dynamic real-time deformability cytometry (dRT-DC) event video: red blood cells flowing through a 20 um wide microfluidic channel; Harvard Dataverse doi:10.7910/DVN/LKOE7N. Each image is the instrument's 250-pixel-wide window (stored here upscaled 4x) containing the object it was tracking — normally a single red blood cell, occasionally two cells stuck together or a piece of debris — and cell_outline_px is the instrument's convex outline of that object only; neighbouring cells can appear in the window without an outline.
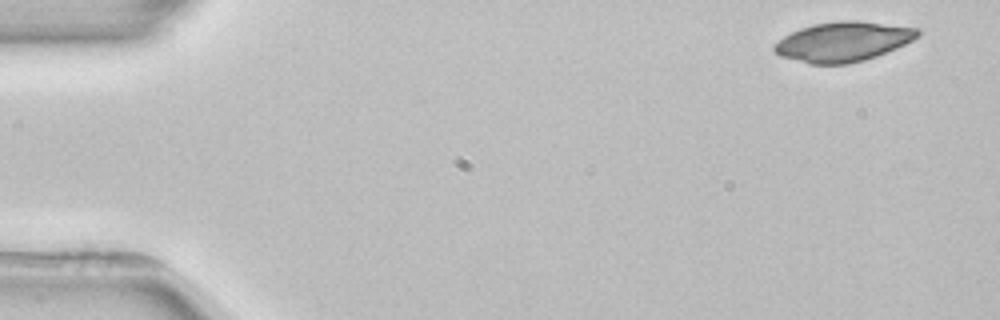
{"species": "common noctule bat (a hibernating species)", "species_latin": "Nyctalus noctula", "temperature_condition": "room temperature", "stored_images_in_passage": 3, "camera_frame_rate_fps": 3000, "um_per_image_px": 0.085, "animal": {"sex": "female", "body_mass_g": 22.7, "forearm_length_mm": 54.2}, "frame": {"image": 1, "passage_image": 1, "time_ms": 0.0, "image_size_px": [1000, 320], "cell_outline_px": [[920, 36], [896, 48], [876, 56], [864, 60], [848, 64], [808, 64], [780, 56], [772, 48], [784, 36], [800, 28], [812, 24], [840, 20], [856, 20], [920, 28]], "centroid_in_image_um": [71.67, 3.54], "position_along_channel_um": 13.3, "area_um2": 33.18}}